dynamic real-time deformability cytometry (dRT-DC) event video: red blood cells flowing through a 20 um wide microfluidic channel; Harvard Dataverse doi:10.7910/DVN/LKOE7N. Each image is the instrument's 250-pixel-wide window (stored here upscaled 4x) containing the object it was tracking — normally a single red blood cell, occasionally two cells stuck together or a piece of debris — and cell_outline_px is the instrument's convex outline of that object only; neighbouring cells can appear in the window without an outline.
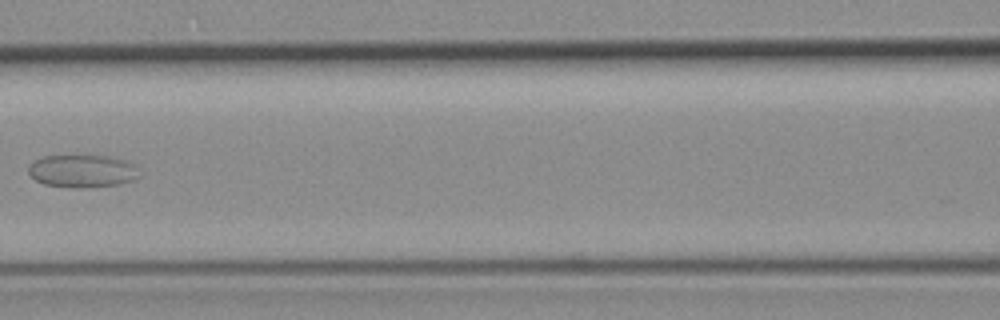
{"species": "common noctule bat (a hibernating species)", "species_latin": "Nyctalus noctula", "temperature_condition": "room temperature", "stored_images_in_passage": 9, "camera_frame_rate_fps": 3000, "um_per_image_px": 0.085, "animal": {"sex": "female", "body_mass_g": 19.3, "forearm_length_mm": 54.1}, "frame": {"image": 1, "passage_image": 6, "time_ms": 6.0, "image_size_px": [1000, 320], "cell_outline_px": [[140, 176], [136, 180], [120, 184], [84, 188], [76, 188], [44, 184], [36, 180], [28, 172], [28, 164], [44, 156], [108, 156], [124, 160], [136, 164]], "centroid_in_image_um": [7.04, 14.55], "position_along_channel_um": 159.6, "area_um2": 21.27}}
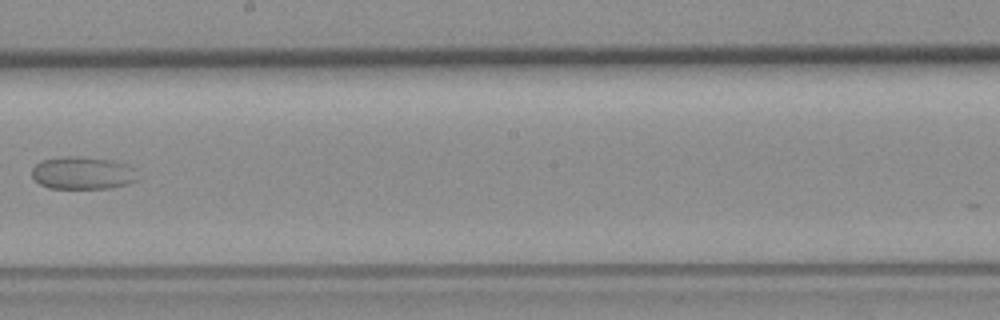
{"frame": {"image": 2, "passage_image": 8, "time_ms": 8.333, "image_size_px": [1000, 320], "cell_outline_px": [[140, 180], [128, 184], [108, 188], [48, 188], [40, 184], [32, 176], [32, 168], [36, 164], [44, 160], [64, 156], [72, 156], [112, 160], [124, 164], [132, 168]], "centroid_in_image_um": [7.02, 14.71], "position_along_channel_um": 241.2, "area_um2": 19.94}}
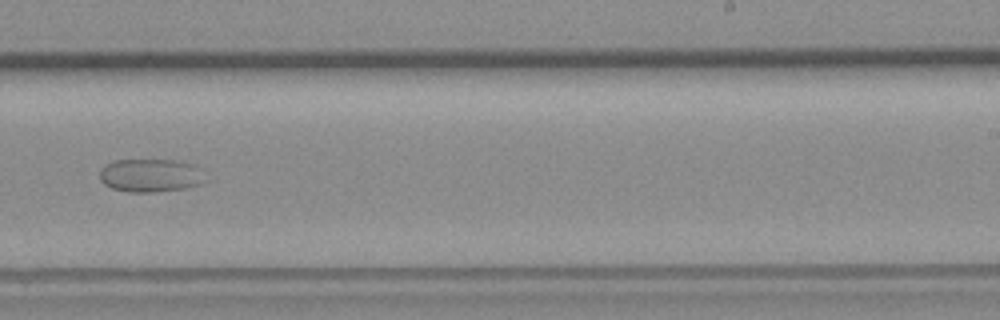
{"frame": {"image": 3, "passage_image": 9, "time_ms": 9.333, "image_size_px": [1000, 320], "cell_outline_px": [[208, 180], [200, 184], [184, 188], [152, 192], [128, 192], [112, 188], [104, 184], [100, 180], [100, 168], [112, 160], [180, 160], [192, 164]], "centroid_in_image_um": [12.76, 14.9], "position_along_channel_um": 276.2, "area_um2": 20.46}}